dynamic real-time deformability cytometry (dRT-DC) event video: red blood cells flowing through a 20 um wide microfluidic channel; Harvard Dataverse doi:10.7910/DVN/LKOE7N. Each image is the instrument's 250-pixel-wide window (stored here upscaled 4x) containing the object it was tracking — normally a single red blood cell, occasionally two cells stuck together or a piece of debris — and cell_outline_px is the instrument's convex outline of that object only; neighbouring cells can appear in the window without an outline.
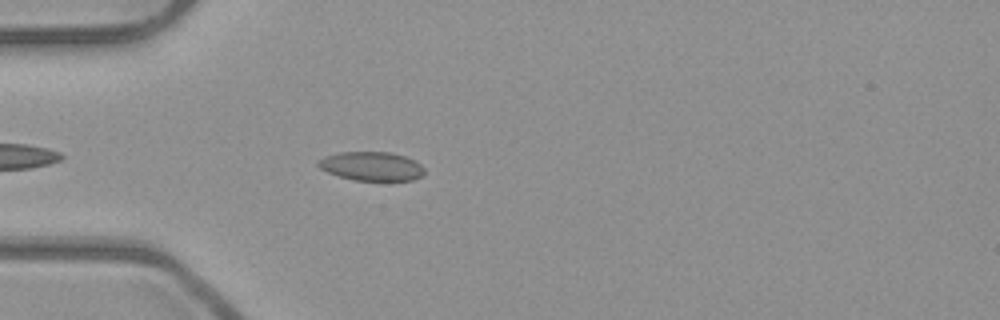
{"species": "common noctule bat (a hibernating species)", "species_latin": "Nyctalus noctula", "temperature_condition": "room temperature", "stored_images_in_passage": 27, "camera_frame_rate_fps": 3000, "um_per_image_px": 0.085, "animal": {"sex": "male", "body_mass_g": 23.1, "forearm_length_mm": 52.7}, "frame": {"image": 1, "passage_image": 5, "time_ms": 1.333, "image_size_px": [1000, 320], "cell_outline_px": [[424, 172], [420, 176], [412, 180], [356, 180], [340, 176], [328, 172], [320, 168], [316, 164], [316, 160], [324, 156], [340, 152], [392, 152], [416, 160], [424, 168]], "centroid_in_image_um": [31.56, 14.11], "position_along_channel_um": 53.4, "area_um2": 17.86}}
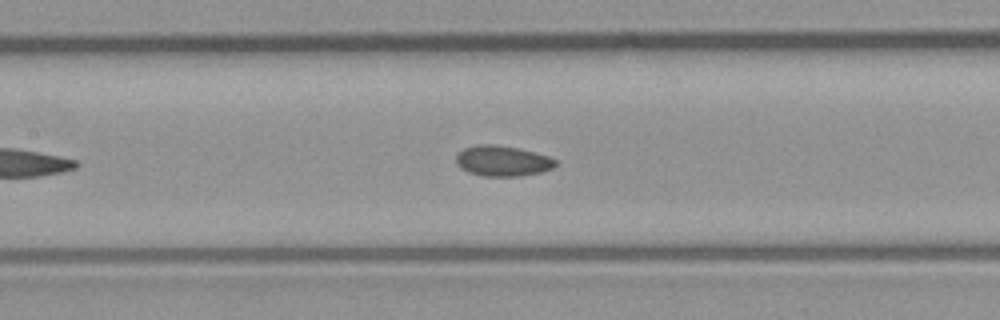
{"frame": {"image": 2, "passage_image": 14, "time_ms": 4.333, "image_size_px": [1000, 320], "cell_outline_px": [[556, 164], [552, 168], [540, 172], [520, 176], [484, 176], [468, 172], [460, 168], [456, 164], [456, 156], [464, 148], [476, 144], [492, 144], [516, 148], [548, 156], [556, 160]], "centroid_in_image_um": [42.67, 13.68], "position_along_channel_um": 164.7, "area_um2": 17.51}}
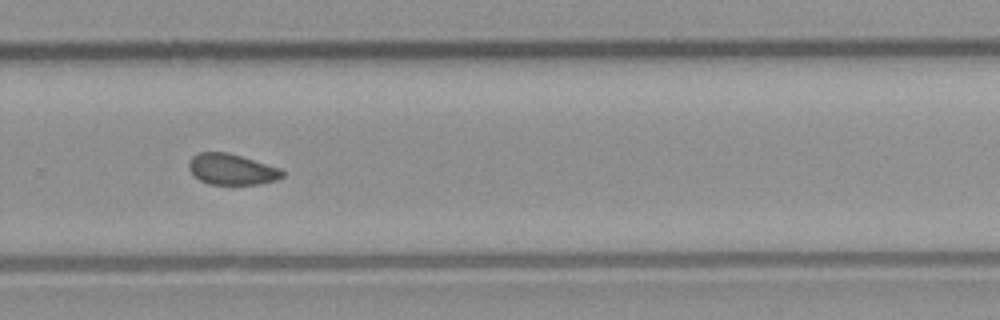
{"frame": {"image": 3, "passage_image": 25, "time_ms": 8.0, "image_size_px": [1000, 320], "cell_outline_px": [[284, 176], [276, 180], [260, 184], [208, 184], [200, 180], [188, 168], [188, 160], [192, 156], [200, 152], [228, 152], [280, 168], [284, 172]], "centroid_in_image_um": [19.69, 14.39], "position_along_channel_um": 310.1, "area_um2": 16.82}}